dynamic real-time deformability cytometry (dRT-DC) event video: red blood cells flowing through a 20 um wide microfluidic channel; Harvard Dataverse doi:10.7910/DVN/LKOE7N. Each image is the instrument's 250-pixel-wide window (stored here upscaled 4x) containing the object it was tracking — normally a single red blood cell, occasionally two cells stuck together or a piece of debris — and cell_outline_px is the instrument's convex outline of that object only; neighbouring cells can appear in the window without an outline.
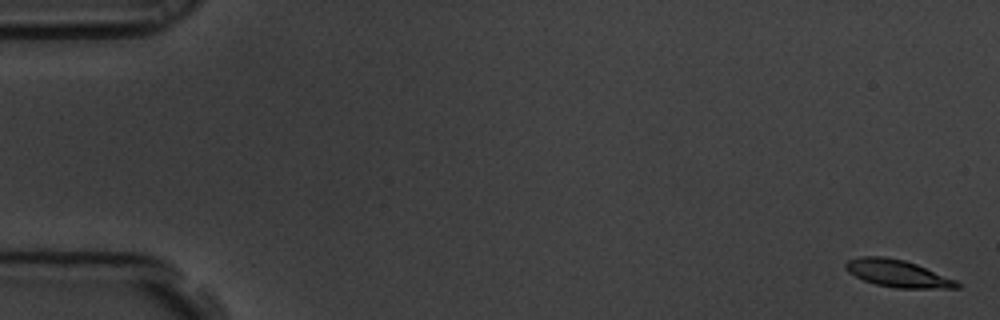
{"species": "common noctule bat (a hibernating species)", "species_latin": "Nyctalus noctula", "temperature_condition": "room temperature", "stored_images_in_passage": 5, "camera_frame_rate_fps": 3000, "um_per_image_px": 0.085, "animal": {"sex": "male", "body_mass_g": 19.5, "forearm_length_mm": 54.6}, "frame": {"image": 1, "passage_image": 1, "time_ms": 0.0, "image_size_px": [1000, 320], "cell_outline_px": [[960, 288], [896, 288], [876, 284], [864, 280], [848, 272], [844, 268], [844, 264], [848, 260], [860, 256], [884, 256], [904, 260], [916, 264], [956, 280], [960, 284]], "centroid_in_image_um": [76.27, 23.23], "position_along_channel_um": 8.7, "area_um2": 17.57}}
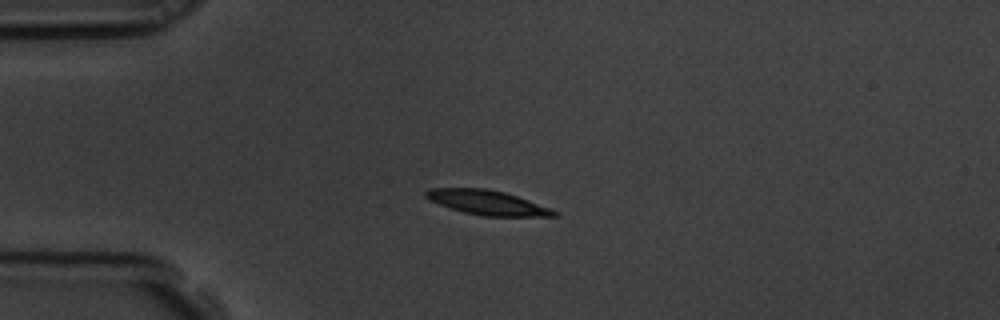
{"frame": {"image": 2, "passage_image": 5, "time_ms": 1.333, "image_size_px": [1000, 320], "cell_outline_px": [[560, 212], [556, 216], [480, 216], [464, 212], [428, 200], [424, 196], [424, 192], [428, 188], [484, 188], [504, 192], [552, 208]], "centroid_in_image_um": [41.42, 17.21], "position_along_channel_um": 43.6, "area_um2": 18.32}}